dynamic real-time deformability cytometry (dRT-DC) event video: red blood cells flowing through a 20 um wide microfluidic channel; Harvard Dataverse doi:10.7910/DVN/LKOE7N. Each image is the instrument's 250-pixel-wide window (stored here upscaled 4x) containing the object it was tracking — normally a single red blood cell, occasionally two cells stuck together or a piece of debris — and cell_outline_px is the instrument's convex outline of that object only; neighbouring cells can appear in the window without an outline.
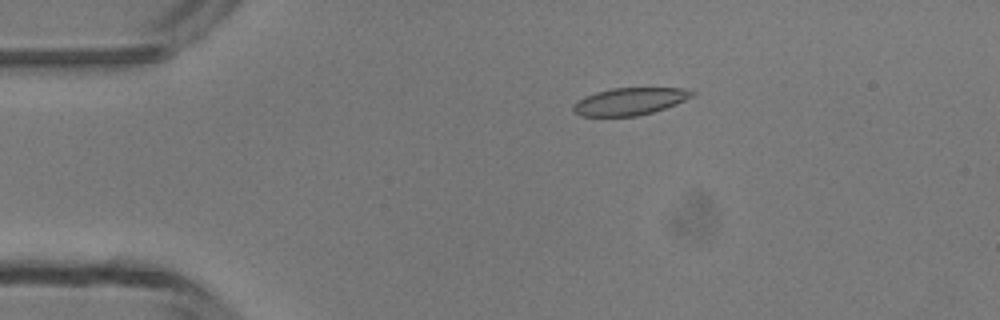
{"species": "common noctule bat (a hibernating species)", "species_latin": "Nyctalus noctula", "temperature_condition": "room temperature", "stored_images_in_passage": 3, "camera_frame_rate_fps": 3000, "um_per_image_px": 0.085, "animal": {"sex": "male", "body_mass_g": 13.3}, "frame": {"image": 1, "passage_image": 2, "time_ms": 2.0, "image_size_px": [1000, 320], "cell_outline_px": [[696, 92], [692, 96], [676, 104], [652, 112], [636, 116], [580, 116], [572, 112], [572, 108], [584, 96], [596, 92], [612, 88], [684, 88]], "centroid_in_image_um": [53.52, 8.62], "position_along_channel_um": 31.5, "area_um2": 18.73}}